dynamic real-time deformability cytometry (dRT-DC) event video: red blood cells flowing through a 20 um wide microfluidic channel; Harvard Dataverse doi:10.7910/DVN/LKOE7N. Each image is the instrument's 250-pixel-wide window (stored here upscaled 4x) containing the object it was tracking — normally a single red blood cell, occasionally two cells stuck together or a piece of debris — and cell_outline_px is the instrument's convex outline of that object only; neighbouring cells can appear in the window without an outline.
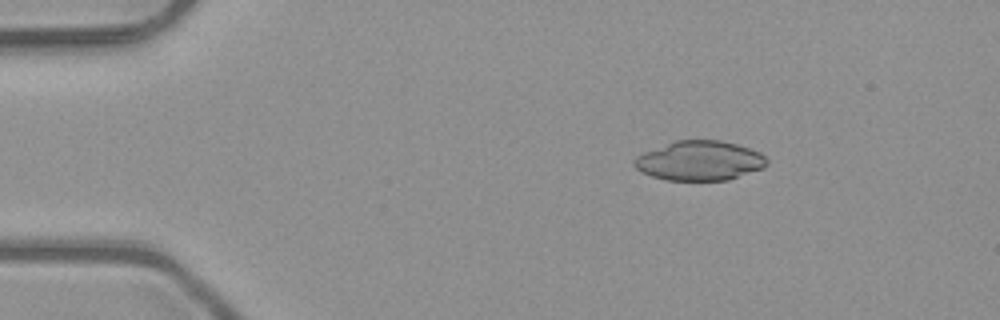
{"species": "common noctule bat (a hibernating species)", "species_latin": "Nyctalus noctula", "temperature_condition": "room temperature", "stored_images_in_passage": 4, "camera_frame_rate_fps": 3000, "um_per_image_px": 0.085, "animal": {"sex": "male", "body_mass_g": 23.1, "forearm_length_mm": 52.7}, "frame": {"image": 1, "passage_image": 2, "time_ms": 0.333, "image_size_px": [1000, 320], "cell_outline_px": [[768, 164], [764, 168], [728, 180], [668, 180], [652, 176], [640, 172], [632, 164], [636, 156], [644, 152], [676, 140], [720, 140], [736, 144], [760, 152], [768, 160]], "centroid_in_image_um": [59.47, 13.66], "position_along_channel_um": 25.5, "area_um2": 30.58}}